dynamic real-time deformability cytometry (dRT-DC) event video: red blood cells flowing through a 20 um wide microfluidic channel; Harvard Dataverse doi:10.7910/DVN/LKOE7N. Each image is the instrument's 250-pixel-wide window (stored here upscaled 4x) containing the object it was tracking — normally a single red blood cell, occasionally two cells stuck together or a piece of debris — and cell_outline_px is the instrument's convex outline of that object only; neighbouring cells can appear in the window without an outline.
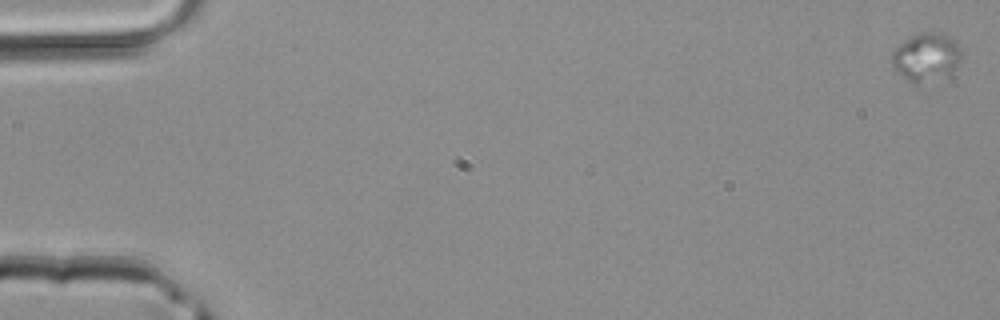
{"species": "common noctule bat (a hibernating species)", "species_latin": "Nyctalus noctula", "temperature_condition": "room temperature", "stored_images_in_passage": 10, "segment_of_instrument_passage": [1, 2], "camera_frame_rate_fps": 3000, "um_per_image_px": 0.085, "animal": {"sex": "male", "body_mass_g": 20.4}, "frame": {"image": 1, "passage_image": 1, "time_ms": 0.0, "image_size_px": [1000, 320], "cell_outline_px": [[964, 52], [952, 76], [920, 88], [916, 88], [896, 72], [888, 60], [892, 52], [900, 44], [912, 36], [920, 32], [944, 32], [956, 40], [960, 44]], "centroid_in_image_um": [78.77, 4.95], "position_along_channel_um": 6.2, "area_um2": 21.33}}